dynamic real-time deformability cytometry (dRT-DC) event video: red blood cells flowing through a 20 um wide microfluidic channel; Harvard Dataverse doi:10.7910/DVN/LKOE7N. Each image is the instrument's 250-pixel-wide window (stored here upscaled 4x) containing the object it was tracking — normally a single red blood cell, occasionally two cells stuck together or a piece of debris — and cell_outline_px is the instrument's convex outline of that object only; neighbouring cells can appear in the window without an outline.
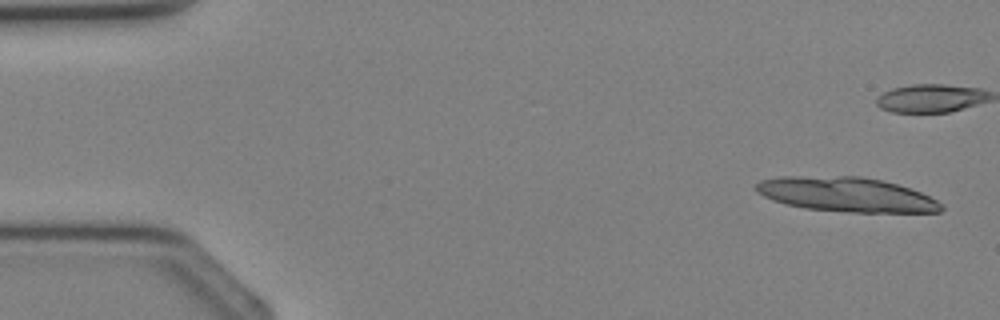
{"species": "Egyptian fruit bat (a non-hibernating species)", "species_latin": "Rousettus aegyptiacus", "temperature_condition": "cold", "stored_images_in_passage": 35, "camera_frame_rate_fps": 3000, "um_per_image_px": 0.085, "animal": {"sex": "female"}, "frame": {"image": 1, "passage_image": 1, "time_ms": 0.0, "image_size_px": [1000, 320], "cell_outline_px": [[944, 208], [940, 212], [848, 212], [804, 208], [784, 204], [772, 200], [756, 192], [752, 188], [760, 180], [780, 176], [860, 176], [880, 180], [912, 188], [944, 204]], "centroid_in_image_um": [71.91, 16.53], "position_along_channel_um": 13.1, "area_um2": 37.51}}